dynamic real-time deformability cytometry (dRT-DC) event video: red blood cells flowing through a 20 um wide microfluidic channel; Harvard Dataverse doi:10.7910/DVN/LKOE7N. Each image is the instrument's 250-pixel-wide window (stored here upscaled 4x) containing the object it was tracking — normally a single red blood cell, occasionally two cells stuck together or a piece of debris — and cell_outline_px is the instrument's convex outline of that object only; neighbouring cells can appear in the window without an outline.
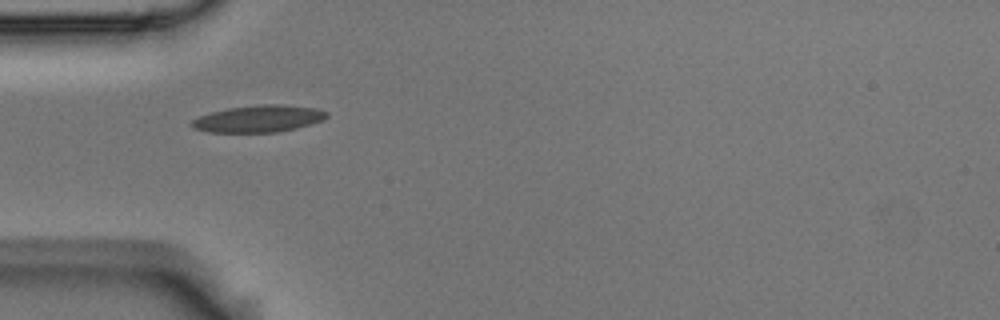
{"species": "Egyptian fruit bat (a non-hibernating species)", "species_latin": "Rousettus aegyptiacus", "temperature_condition": "room temperature", "stored_images_in_passage": 1, "camera_frame_rate_fps": 3000, "um_per_image_px": 0.085, "animal": {"sex": "male"}, "frame": {"image": 1, "passage_image": 1, "time_ms": 0.0, "image_size_px": [1000, 320], "cell_outline_px": [[328, 116], [320, 120], [296, 128], [276, 132], [208, 132], [192, 128], [188, 124], [192, 120], [200, 116], [212, 112], [228, 108], [264, 104], [280, 104], [316, 108], [328, 112]], "centroid_in_image_um": [21.93, 10.09], "position_along_channel_um": 63.1, "area_um2": 20.98}}